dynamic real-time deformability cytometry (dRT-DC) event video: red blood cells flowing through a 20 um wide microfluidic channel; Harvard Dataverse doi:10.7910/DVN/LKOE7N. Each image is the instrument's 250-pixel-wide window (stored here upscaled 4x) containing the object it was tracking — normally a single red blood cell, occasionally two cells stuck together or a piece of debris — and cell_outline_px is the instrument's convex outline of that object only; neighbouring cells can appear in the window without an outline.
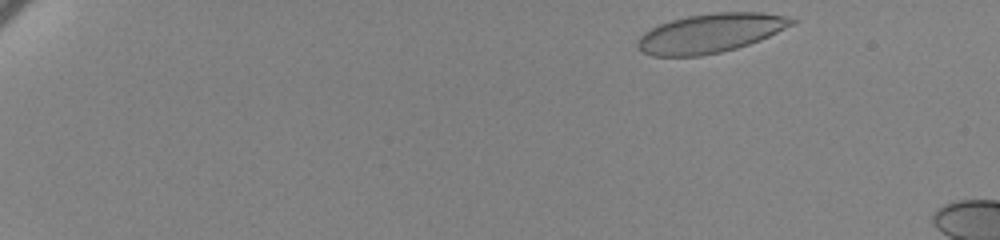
{"species": "human", "species_latin": "Homo sapiens", "temperature_condition": "cold", "stored_images_in_passage": 14, "camera_frame_rate_fps": 3000, "um_per_image_px": 0.085, "donor": {"sex": "female"}, "frame": {"image": 1, "passage_image": 1, "time_ms": 0.0, "image_size_px": [1000, 240], "cell_outline_px": [[796, 24], [760, 40], [736, 48], [720, 52], [700, 56], [652, 56], [640, 52], [636, 48], [636, 44], [640, 36], [644, 32], [660, 24], [672, 20], [688, 16], [716, 12], [764, 12], [784, 16], [796, 20]], "centroid_in_image_um": [60.37, 2.82], "position_along_channel_um": 24.6, "area_um2": 35.14}}